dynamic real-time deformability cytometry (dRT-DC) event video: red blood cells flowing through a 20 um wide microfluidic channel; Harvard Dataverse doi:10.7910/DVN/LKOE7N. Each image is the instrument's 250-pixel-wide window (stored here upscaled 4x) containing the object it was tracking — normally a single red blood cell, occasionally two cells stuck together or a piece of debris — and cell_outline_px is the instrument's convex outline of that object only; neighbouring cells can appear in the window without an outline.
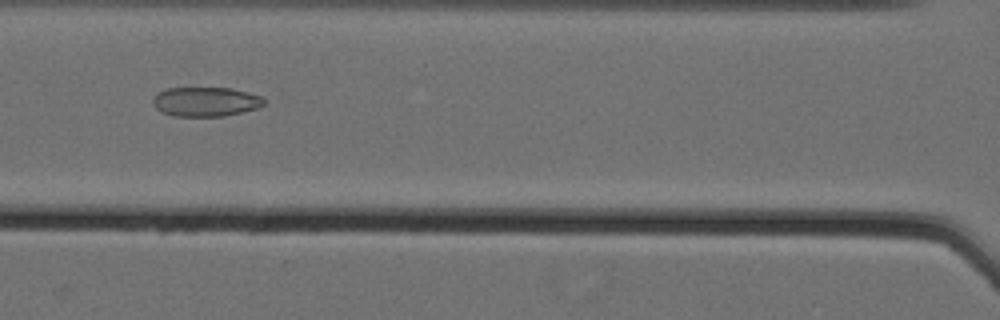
{"species": "Egyptian fruit bat (a non-hibernating species)", "species_latin": "Rousettus aegyptiacus", "temperature_condition": "cold", "stored_images_in_passage": 61, "camera_frame_rate_fps": 3000, "um_per_image_px": 0.085, "animal": {"sex": "female"}, "frame": {"image": 1, "passage_image": 32, "time_ms": 10.333, "image_size_px": [1000, 320], "cell_outline_px": [[268, 100], [264, 104], [256, 108], [224, 116], [172, 116], [160, 112], [152, 104], [152, 100], [160, 92], [168, 88], [232, 88], [264, 96]], "centroid_in_image_um": [17.51, 8.64], "position_along_channel_um": 149.1, "area_um2": 19.13}}
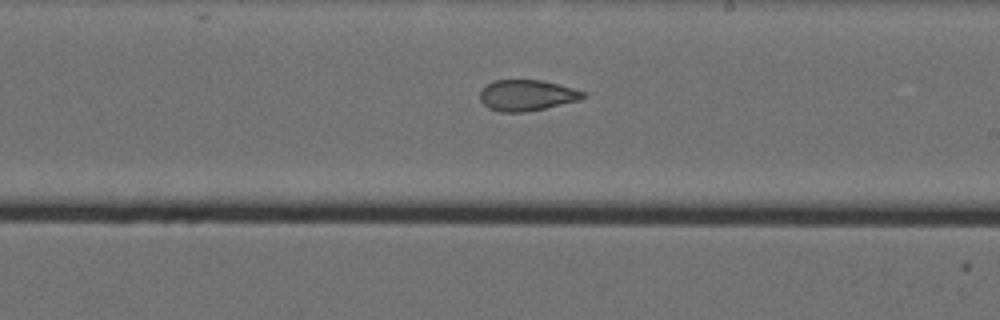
{"frame": {"image": 2, "passage_image": 40, "time_ms": 13.0, "image_size_px": [1000, 320], "cell_outline_px": [[584, 96], [580, 100], [544, 108], [524, 112], [500, 112], [488, 108], [480, 100], [480, 92], [488, 84], [496, 80], [544, 80], [572, 88], [584, 92]], "centroid_in_image_um": [44.76, 8.1], "position_along_channel_um": 244.2, "area_um2": 18.38}}
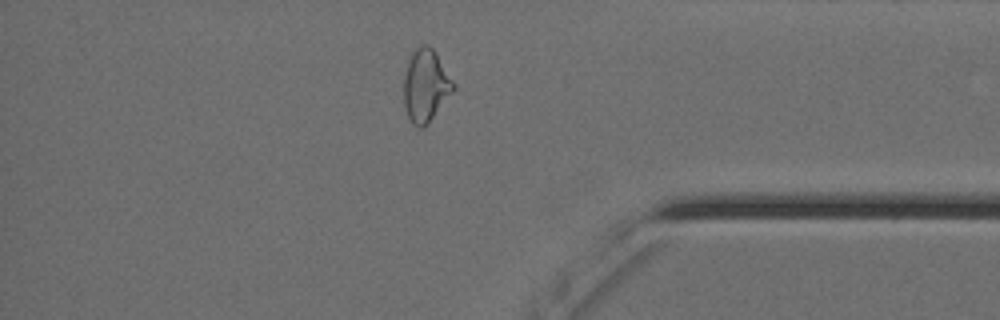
{"frame": {"image": 3, "passage_image": 54, "time_ms": 17.667, "image_size_px": [1000, 320], "cell_outline_px": [[456, 88], [428, 124], [424, 128], [416, 128], [412, 124], [408, 116], [404, 104], [404, 76], [408, 60], [412, 52], [420, 44], [428, 44], [436, 52], [456, 84]], "centroid_in_image_um": [36.2, 7.28], "position_along_channel_um": 399.0, "area_um2": 21.27}, "authors_computed_cell_mechanics": {"area_um2": 23.0622, "velocity_mm_per_s": 3.57, "shape_relaxation_time_tau1_ms": null, "shape_relaxation_time_tau2_ms": 2.4053, "deformation_change_tau1": null, "deformation_change_tau2": 0.0881}}